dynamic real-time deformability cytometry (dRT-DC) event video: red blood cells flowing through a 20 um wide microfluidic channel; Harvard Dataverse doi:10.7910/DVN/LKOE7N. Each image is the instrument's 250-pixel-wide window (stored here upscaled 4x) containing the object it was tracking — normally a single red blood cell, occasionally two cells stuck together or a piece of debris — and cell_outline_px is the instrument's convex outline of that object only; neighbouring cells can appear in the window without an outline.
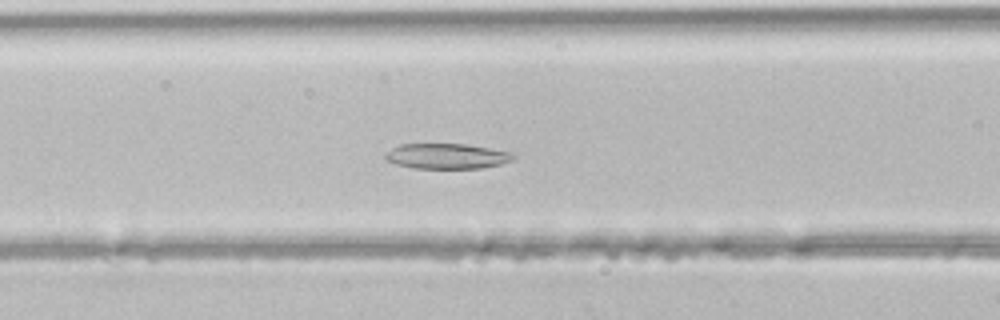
{"species": "common noctule bat (a hibernating species)", "species_latin": "Nyctalus noctula", "temperature_condition": "room temperature", "stored_images_in_passage": 37, "camera_frame_rate_fps": 3000, "um_per_image_px": 0.085, "animal": {"sex": "male", "body_mass_g": 21.5, "forearm_length_mm": 52.0}, "frame": {"image": 1, "passage_image": 18, "time_ms": 5.667, "image_size_px": [1000, 320], "cell_outline_px": [[516, 156], [512, 160], [500, 164], [484, 168], [412, 168], [396, 164], [388, 160], [384, 156], [384, 152], [400, 144], [468, 144], [512, 152]], "centroid_in_image_um": [37.99, 13.27], "position_along_channel_um": 128.6, "area_um2": 18.96}}
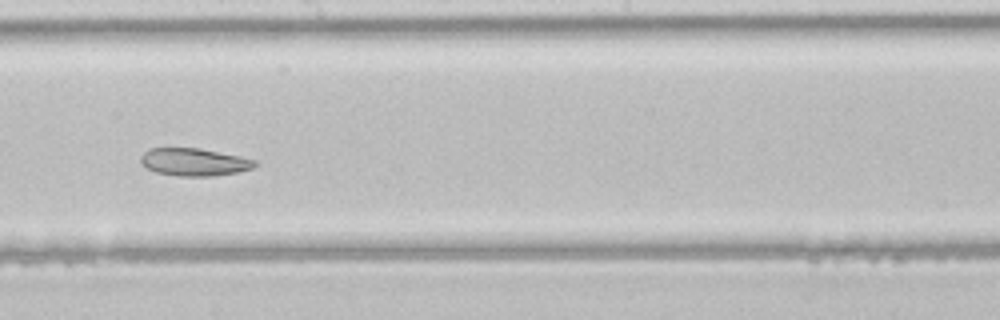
{"frame": {"image": 2, "passage_image": 25, "time_ms": 8.0, "image_size_px": [1000, 320], "cell_outline_px": [[256, 164], [252, 168], [236, 172], [212, 176], [176, 176], [156, 172], [148, 168], [140, 160], [140, 156], [148, 148], [200, 148], [240, 156], [256, 160]], "centroid_in_image_um": [16.49, 13.76], "position_along_channel_um": 231.7, "area_um2": 18.26}}
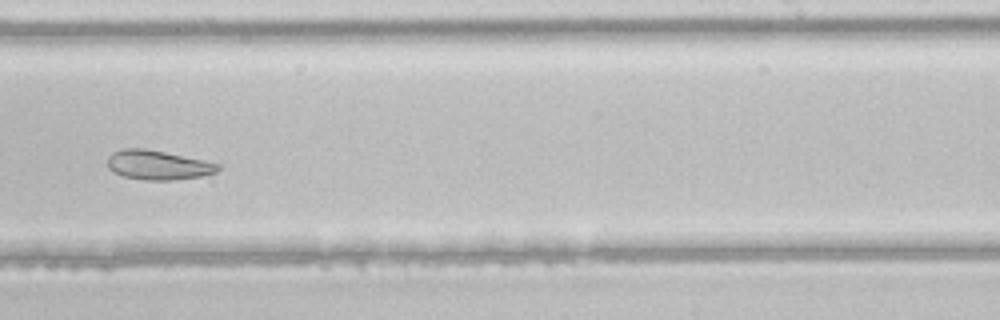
{"frame": {"image": 3, "passage_image": 28, "time_ms": 9.0, "image_size_px": [1000, 320], "cell_outline_px": [[220, 168], [216, 172], [200, 176], [172, 180], [144, 180], [124, 176], [112, 172], [108, 168], [108, 156], [112, 152], [124, 148], [144, 148], [204, 160], [220, 164]], "centroid_in_image_um": [13.4, 14.02], "position_along_channel_um": 275.6, "area_um2": 18.84}}